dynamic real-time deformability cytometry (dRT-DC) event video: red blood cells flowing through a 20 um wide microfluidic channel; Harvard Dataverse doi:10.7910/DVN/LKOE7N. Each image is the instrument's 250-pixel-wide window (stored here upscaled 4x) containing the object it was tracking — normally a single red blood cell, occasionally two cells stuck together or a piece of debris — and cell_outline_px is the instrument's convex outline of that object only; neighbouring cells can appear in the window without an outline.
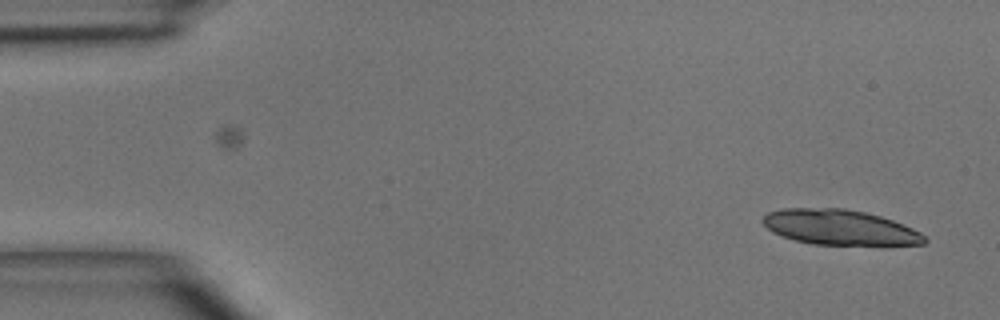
{"species": "common noctule bat (a hibernating species)", "species_latin": "Nyctalus noctula", "temperature_condition": "room temperature", "stored_images_in_passage": 5, "camera_frame_rate_fps": 3000, "um_per_image_px": 0.085, "animal": {"sex": "male", "body_mass_g": 15.6}, "frame": {"image": 1, "passage_image": 1, "time_ms": 0.0, "image_size_px": [1000, 320], "cell_outline_px": [[928, 240], [924, 244], [884, 248], [880, 248], [812, 244], [796, 240], [772, 232], [760, 220], [768, 212], [784, 208], [844, 208], [864, 212], [880, 216], [904, 224], [920, 232]], "centroid_in_image_um": [71.5, 19.38], "position_along_channel_um": 13.5, "area_um2": 34.45}}